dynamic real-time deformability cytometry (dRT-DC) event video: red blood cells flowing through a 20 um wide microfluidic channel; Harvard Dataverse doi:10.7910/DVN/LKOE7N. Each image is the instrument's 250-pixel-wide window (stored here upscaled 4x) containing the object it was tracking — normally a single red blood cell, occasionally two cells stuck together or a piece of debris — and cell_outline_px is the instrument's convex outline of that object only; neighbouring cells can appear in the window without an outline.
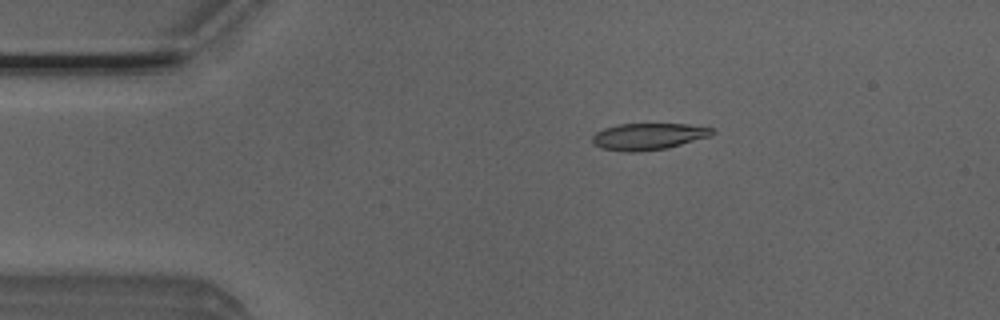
{"species": "Egyptian fruit bat (a non-hibernating species)", "species_latin": "Rousettus aegyptiacus", "temperature_condition": "room temperature", "stored_images_in_passage": 5, "camera_frame_rate_fps": 3000, "um_per_image_px": 0.085, "animal": {"sex": "male"}, "frame": {"image": 1, "passage_image": 3, "time_ms": 0.667, "image_size_px": [1000, 320], "cell_outline_px": [[716, 132], [708, 136], [668, 148], [636, 152], [624, 152], [604, 148], [596, 144], [592, 140], [592, 136], [596, 132], [604, 128], [620, 124], [688, 124], [716, 128]], "centroid_in_image_um": [55.14, 11.59], "position_along_channel_um": 29.9, "area_um2": 18.5}}